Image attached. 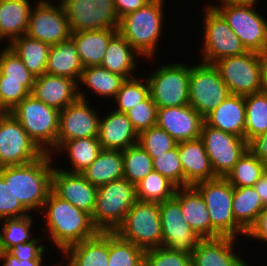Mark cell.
Here are the masks:
<instances>
[{
    "instance_id": "obj_27",
    "label": "cell",
    "mask_w": 267,
    "mask_h": 266,
    "mask_svg": "<svg viewBox=\"0 0 267 266\" xmlns=\"http://www.w3.org/2000/svg\"><path fill=\"white\" fill-rule=\"evenodd\" d=\"M61 253L65 259L68 258L66 266H108L109 232H99L90 239L67 247Z\"/></svg>"
},
{
    "instance_id": "obj_16",
    "label": "cell",
    "mask_w": 267,
    "mask_h": 266,
    "mask_svg": "<svg viewBox=\"0 0 267 266\" xmlns=\"http://www.w3.org/2000/svg\"><path fill=\"white\" fill-rule=\"evenodd\" d=\"M58 3L53 5L52 1L40 0L35 8L33 6L26 32L28 37L50 46L70 38L71 31L65 11L60 1Z\"/></svg>"
},
{
    "instance_id": "obj_23",
    "label": "cell",
    "mask_w": 267,
    "mask_h": 266,
    "mask_svg": "<svg viewBox=\"0 0 267 266\" xmlns=\"http://www.w3.org/2000/svg\"><path fill=\"white\" fill-rule=\"evenodd\" d=\"M100 117L98 139L104 150H126L138 143V133L126 113L116 110Z\"/></svg>"
},
{
    "instance_id": "obj_60",
    "label": "cell",
    "mask_w": 267,
    "mask_h": 266,
    "mask_svg": "<svg viewBox=\"0 0 267 266\" xmlns=\"http://www.w3.org/2000/svg\"><path fill=\"white\" fill-rule=\"evenodd\" d=\"M2 252H3V250L1 248V242H0V256L2 255Z\"/></svg>"
},
{
    "instance_id": "obj_45",
    "label": "cell",
    "mask_w": 267,
    "mask_h": 266,
    "mask_svg": "<svg viewBox=\"0 0 267 266\" xmlns=\"http://www.w3.org/2000/svg\"><path fill=\"white\" fill-rule=\"evenodd\" d=\"M34 82L5 80V75L0 71V103L2 107L10 112L31 94Z\"/></svg>"
},
{
    "instance_id": "obj_28",
    "label": "cell",
    "mask_w": 267,
    "mask_h": 266,
    "mask_svg": "<svg viewBox=\"0 0 267 266\" xmlns=\"http://www.w3.org/2000/svg\"><path fill=\"white\" fill-rule=\"evenodd\" d=\"M118 28L71 32L83 67L100 66L110 39Z\"/></svg>"
},
{
    "instance_id": "obj_12",
    "label": "cell",
    "mask_w": 267,
    "mask_h": 266,
    "mask_svg": "<svg viewBox=\"0 0 267 266\" xmlns=\"http://www.w3.org/2000/svg\"><path fill=\"white\" fill-rule=\"evenodd\" d=\"M204 10V57L200 62L214 64L224 57L238 56L248 51L217 10L208 7Z\"/></svg>"
},
{
    "instance_id": "obj_10",
    "label": "cell",
    "mask_w": 267,
    "mask_h": 266,
    "mask_svg": "<svg viewBox=\"0 0 267 266\" xmlns=\"http://www.w3.org/2000/svg\"><path fill=\"white\" fill-rule=\"evenodd\" d=\"M230 94L214 64L202 62L191 66L189 104L203 118L216 109Z\"/></svg>"
},
{
    "instance_id": "obj_26",
    "label": "cell",
    "mask_w": 267,
    "mask_h": 266,
    "mask_svg": "<svg viewBox=\"0 0 267 266\" xmlns=\"http://www.w3.org/2000/svg\"><path fill=\"white\" fill-rule=\"evenodd\" d=\"M175 196L189 226L199 236L212 238V225L207 206L199 191L193 186L178 187Z\"/></svg>"
},
{
    "instance_id": "obj_42",
    "label": "cell",
    "mask_w": 267,
    "mask_h": 266,
    "mask_svg": "<svg viewBox=\"0 0 267 266\" xmlns=\"http://www.w3.org/2000/svg\"><path fill=\"white\" fill-rule=\"evenodd\" d=\"M32 216L27 215L16 218L2 219V230H0V242L3 251H9L13 246L33 241L30 235L32 227ZM4 220V221H3Z\"/></svg>"
},
{
    "instance_id": "obj_44",
    "label": "cell",
    "mask_w": 267,
    "mask_h": 266,
    "mask_svg": "<svg viewBox=\"0 0 267 266\" xmlns=\"http://www.w3.org/2000/svg\"><path fill=\"white\" fill-rule=\"evenodd\" d=\"M138 144L154 159L156 155H162L175 148L178 142L156 125L139 133Z\"/></svg>"
},
{
    "instance_id": "obj_33",
    "label": "cell",
    "mask_w": 267,
    "mask_h": 266,
    "mask_svg": "<svg viewBox=\"0 0 267 266\" xmlns=\"http://www.w3.org/2000/svg\"><path fill=\"white\" fill-rule=\"evenodd\" d=\"M9 47L36 78L46 73L49 44L23 35L14 39Z\"/></svg>"
},
{
    "instance_id": "obj_35",
    "label": "cell",
    "mask_w": 267,
    "mask_h": 266,
    "mask_svg": "<svg viewBox=\"0 0 267 266\" xmlns=\"http://www.w3.org/2000/svg\"><path fill=\"white\" fill-rule=\"evenodd\" d=\"M102 150L98 137L79 138L65 141L56 152H67L72 169L64 171L81 173L88 168ZM74 168V169H73Z\"/></svg>"
},
{
    "instance_id": "obj_30",
    "label": "cell",
    "mask_w": 267,
    "mask_h": 266,
    "mask_svg": "<svg viewBox=\"0 0 267 266\" xmlns=\"http://www.w3.org/2000/svg\"><path fill=\"white\" fill-rule=\"evenodd\" d=\"M83 68L76 45L71 38L50 46L47 74L68 77L78 82Z\"/></svg>"
},
{
    "instance_id": "obj_55",
    "label": "cell",
    "mask_w": 267,
    "mask_h": 266,
    "mask_svg": "<svg viewBox=\"0 0 267 266\" xmlns=\"http://www.w3.org/2000/svg\"><path fill=\"white\" fill-rule=\"evenodd\" d=\"M4 261L2 266H41L43 260H18L16 257L11 255L8 251H3L0 256V262Z\"/></svg>"
},
{
    "instance_id": "obj_5",
    "label": "cell",
    "mask_w": 267,
    "mask_h": 266,
    "mask_svg": "<svg viewBox=\"0 0 267 266\" xmlns=\"http://www.w3.org/2000/svg\"><path fill=\"white\" fill-rule=\"evenodd\" d=\"M10 113L44 153L53 155L59 129V110L29 94Z\"/></svg>"
},
{
    "instance_id": "obj_22",
    "label": "cell",
    "mask_w": 267,
    "mask_h": 266,
    "mask_svg": "<svg viewBox=\"0 0 267 266\" xmlns=\"http://www.w3.org/2000/svg\"><path fill=\"white\" fill-rule=\"evenodd\" d=\"M236 238H204L191 253L192 266H248L243 257L235 254ZM234 248V249H233Z\"/></svg>"
},
{
    "instance_id": "obj_32",
    "label": "cell",
    "mask_w": 267,
    "mask_h": 266,
    "mask_svg": "<svg viewBox=\"0 0 267 266\" xmlns=\"http://www.w3.org/2000/svg\"><path fill=\"white\" fill-rule=\"evenodd\" d=\"M92 185L103 184L123 178V154L121 150L102 149L91 165L81 172Z\"/></svg>"
},
{
    "instance_id": "obj_6",
    "label": "cell",
    "mask_w": 267,
    "mask_h": 266,
    "mask_svg": "<svg viewBox=\"0 0 267 266\" xmlns=\"http://www.w3.org/2000/svg\"><path fill=\"white\" fill-rule=\"evenodd\" d=\"M136 201L135 185L125 178L98 186L94 225L100 232H115Z\"/></svg>"
},
{
    "instance_id": "obj_24",
    "label": "cell",
    "mask_w": 267,
    "mask_h": 266,
    "mask_svg": "<svg viewBox=\"0 0 267 266\" xmlns=\"http://www.w3.org/2000/svg\"><path fill=\"white\" fill-rule=\"evenodd\" d=\"M178 153L184 170V187L217 177L200 138L179 142Z\"/></svg>"
},
{
    "instance_id": "obj_3",
    "label": "cell",
    "mask_w": 267,
    "mask_h": 266,
    "mask_svg": "<svg viewBox=\"0 0 267 266\" xmlns=\"http://www.w3.org/2000/svg\"><path fill=\"white\" fill-rule=\"evenodd\" d=\"M164 0H151L120 19L118 32L142 58L155 55L162 32ZM157 45V46H156Z\"/></svg>"
},
{
    "instance_id": "obj_7",
    "label": "cell",
    "mask_w": 267,
    "mask_h": 266,
    "mask_svg": "<svg viewBox=\"0 0 267 266\" xmlns=\"http://www.w3.org/2000/svg\"><path fill=\"white\" fill-rule=\"evenodd\" d=\"M115 233L144 251L162 246L160 203L137 200Z\"/></svg>"
},
{
    "instance_id": "obj_48",
    "label": "cell",
    "mask_w": 267,
    "mask_h": 266,
    "mask_svg": "<svg viewBox=\"0 0 267 266\" xmlns=\"http://www.w3.org/2000/svg\"><path fill=\"white\" fill-rule=\"evenodd\" d=\"M0 71L5 75V80L35 81L36 79L8 44L0 51Z\"/></svg>"
},
{
    "instance_id": "obj_1",
    "label": "cell",
    "mask_w": 267,
    "mask_h": 266,
    "mask_svg": "<svg viewBox=\"0 0 267 266\" xmlns=\"http://www.w3.org/2000/svg\"><path fill=\"white\" fill-rule=\"evenodd\" d=\"M46 211V212H45ZM47 225L42 231L47 234L60 251L67 247L90 239L100 231L92 221V216L61 199L52 190L49 192L41 213H44Z\"/></svg>"
},
{
    "instance_id": "obj_29",
    "label": "cell",
    "mask_w": 267,
    "mask_h": 266,
    "mask_svg": "<svg viewBox=\"0 0 267 266\" xmlns=\"http://www.w3.org/2000/svg\"><path fill=\"white\" fill-rule=\"evenodd\" d=\"M30 0H0V40L9 44L26 35L32 10Z\"/></svg>"
},
{
    "instance_id": "obj_56",
    "label": "cell",
    "mask_w": 267,
    "mask_h": 266,
    "mask_svg": "<svg viewBox=\"0 0 267 266\" xmlns=\"http://www.w3.org/2000/svg\"><path fill=\"white\" fill-rule=\"evenodd\" d=\"M255 191L260 197L263 206H267V170L253 185Z\"/></svg>"
},
{
    "instance_id": "obj_11",
    "label": "cell",
    "mask_w": 267,
    "mask_h": 266,
    "mask_svg": "<svg viewBox=\"0 0 267 266\" xmlns=\"http://www.w3.org/2000/svg\"><path fill=\"white\" fill-rule=\"evenodd\" d=\"M214 65L231 94L247 96L261 92L259 53L247 51L238 56L224 57Z\"/></svg>"
},
{
    "instance_id": "obj_17",
    "label": "cell",
    "mask_w": 267,
    "mask_h": 266,
    "mask_svg": "<svg viewBox=\"0 0 267 266\" xmlns=\"http://www.w3.org/2000/svg\"><path fill=\"white\" fill-rule=\"evenodd\" d=\"M79 99L69 104L59 113V129L56 138V150L65 142L72 139L98 137L99 120L91 106L88 105L85 93L79 89Z\"/></svg>"
},
{
    "instance_id": "obj_19",
    "label": "cell",
    "mask_w": 267,
    "mask_h": 266,
    "mask_svg": "<svg viewBox=\"0 0 267 266\" xmlns=\"http://www.w3.org/2000/svg\"><path fill=\"white\" fill-rule=\"evenodd\" d=\"M97 186L88 182L81 173H71L56 166L52 172L51 190L61 199L90 214L96 207Z\"/></svg>"
},
{
    "instance_id": "obj_14",
    "label": "cell",
    "mask_w": 267,
    "mask_h": 266,
    "mask_svg": "<svg viewBox=\"0 0 267 266\" xmlns=\"http://www.w3.org/2000/svg\"><path fill=\"white\" fill-rule=\"evenodd\" d=\"M43 154L10 112L0 115V167L31 163Z\"/></svg>"
},
{
    "instance_id": "obj_47",
    "label": "cell",
    "mask_w": 267,
    "mask_h": 266,
    "mask_svg": "<svg viewBox=\"0 0 267 266\" xmlns=\"http://www.w3.org/2000/svg\"><path fill=\"white\" fill-rule=\"evenodd\" d=\"M153 170L168 178L177 187H184V170L179 160L178 144L172 150L152 159Z\"/></svg>"
},
{
    "instance_id": "obj_54",
    "label": "cell",
    "mask_w": 267,
    "mask_h": 266,
    "mask_svg": "<svg viewBox=\"0 0 267 266\" xmlns=\"http://www.w3.org/2000/svg\"><path fill=\"white\" fill-rule=\"evenodd\" d=\"M149 0H114V6L119 20L128 13L143 7Z\"/></svg>"
},
{
    "instance_id": "obj_9",
    "label": "cell",
    "mask_w": 267,
    "mask_h": 266,
    "mask_svg": "<svg viewBox=\"0 0 267 266\" xmlns=\"http://www.w3.org/2000/svg\"><path fill=\"white\" fill-rule=\"evenodd\" d=\"M250 5H207L217 10L248 51L262 52L267 48V20ZM255 9V10H254Z\"/></svg>"
},
{
    "instance_id": "obj_25",
    "label": "cell",
    "mask_w": 267,
    "mask_h": 266,
    "mask_svg": "<svg viewBox=\"0 0 267 266\" xmlns=\"http://www.w3.org/2000/svg\"><path fill=\"white\" fill-rule=\"evenodd\" d=\"M204 122L221 131L245 138V96L230 94L204 118Z\"/></svg>"
},
{
    "instance_id": "obj_50",
    "label": "cell",
    "mask_w": 267,
    "mask_h": 266,
    "mask_svg": "<svg viewBox=\"0 0 267 266\" xmlns=\"http://www.w3.org/2000/svg\"><path fill=\"white\" fill-rule=\"evenodd\" d=\"M29 215L9 184L0 176V222L5 218H16Z\"/></svg>"
},
{
    "instance_id": "obj_37",
    "label": "cell",
    "mask_w": 267,
    "mask_h": 266,
    "mask_svg": "<svg viewBox=\"0 0 267 266\" xmlns=\"http://www.w3.org/2000/svg\"><path fill=\"white\" fill-rule=\"evenodd\" d=\"M177 188L168 178L152 170L135 185L136 198L139 201L161 203L174 197Z\"/></svg>"
},
{
    "instance_id": "obj_57",
    "label": "cell",
    "mask_w": 267,
    "mask_h": 266,
    "mask_svg": "<svg viewBox=\"0 0 267 266\" xmlns=\"http://www.w3.org/2000/svg\"><path fill=\"white\" fill-rule=\"evenodd\" d=\"M261 65V92L267 94V48L259 52Z\"/></svg>"
},
{
    "instance_id": "obj_4",
    "label": "cell",
    "mask_w": 267,
    "mask_h": 266,
    "mask_svg": "<svg viewBox=\"0 0 267 266\" xmlns=\"http://www.w3.org/2000/svg\"><path fill=\"white\" fill-rule=\"evenodd\" d=\"M207 206L212 225V238H236L247 232L236 222L232 211L233 186L225 177L200 181L193 185Z\"/></svg>"
},
{
    "instance_id": "obj_53",
    "label": "cell",
    "mask_w": 267,
    "mask_h": 266,
    "mask_svg": "<svg viewBox=\"0 0 267 266\" xmlns=\"http://www.w3.org/2000/svg\"><path fill=\"white\" fill-rule=\"evenodd\" d=\"M248 149L267 167V132L252 139L248 143Z\"/></svg>"
},
{
    "instance_id": "obj_43",
    "label": "cell",
    "mask_w": 267,
    "mask_h": 266,
    "mask_svg": "<svg viewBox=\"0 0 267 266\" xmlns=\"http://www.w3.org/2000/svg\"><path fill=\"white\" fill-rule=\"evenodd\" d=\"M143 80H146V78L133 77L125 80L113 100L117 103V107L114 110L126 113L131 107L144 101L150 95L148 80L146 82Z\"/></svg>"
},
{
    "instance_id": "obj_40",
    "label": "cell",
    "mask_w": 267,
    "mask_h": 266,
    "mask_svg": "<svg viewBox=\"0 0 267 266\" xmlns=\"http://www.w3.org/2000/svg\"><path fill=\"white\" fill-rule=\"evenodd\" d=\"M123 154V178L131 184H138L152 170V158L138 143L122 151Z\"/></svg>"
},
{
    "instance_id": "obj_41",
    "label": "cell",
    "mask_w": 267,
    "mask_h": 266,
    "mask_svg": "<svg viewBox=\"0 0 267 266\" xmlns=\"http://www.w3.org/2000/svg\"><path fill=\"white\" fill-rule=\"evenodd\" d=\"M108 266H144V250L109 232Z\"/></svg>"
},
{
    "instance_id": "obj_49",
    "label": "cell",
    "mask_w": 267,
    "mask_h": 266,
    "mask_svg": "<svg viewBox=\"0 0 267 266\" xmlns=\"http://www.w3.org/2000/svg\"><path fill=\"white\" fill-rule=\"evenodd\" d=\"M133 128L139 134L141 131L156 126L157 106L149 95L144 101L137 103L126 112Z\"/></svg>"
},
{
    "instance_id": "obj_58",
    "label": "cell",
    "mask_w": 267,
    "mask_h": 266,
    "mask_svg": "<svg viewBox=\"0 0 267 266\" xmlns=\"http://www.w3.org/2000/svg\"><path fill=\"white\" fill-rule=\"evenodd\" d=\"M258 0H220L221 5H250V4H257Z\"/></svg>"
},
{
    "instance_id": "obj_18",
    "label": "cell",
    "mask_w": 267,
    "mask_h": 266,
    "mask_svg": "<svg viewBox=\"0 0 267 266\" xmlns=\"http://www.w3.org/2000/svg\"><path fill=\"white\" fill-rule=\"evenodd\" d=\"M160 216L162 247L192 253L203 238L184 219L176 196L160 203Z\"/></svg>"
},
{
    "instance_id": "obj_34",
    "label": "cell",
    "mask_w": 267,
    "mask_h": 266,
    "mask_svg": "<svg viewBox=\"0 0 267 266\" xmlns=\"http://www.w3.org/2000/svg\"><path fill=\"white\" fill-rule=\"evenodd\" d=\"M263 208V203L253 186L233 187V215L246 232L255 224Z\"/></svg>"
},
{
    "instance_id": "obj_39",
    "label": "cell",
    "mask_w": 267,
    "mask_h": 266,
    "mask_svg": "<svg viewBox=\"0 0 267 266\" xmlns=\"http://www.w3.org/2000/svg\"><path fill=\"white\" fill-rule=\"evenodd\" d=\"M266 170L264 163L247 149L225 178L233 187L253 186Z\"/></svg>"
},
{
    "instance_id": "obj_13",
    "label": "cell",
    "mask_w": 267,
    "mask_h": 266,
    "mask_svg": "<svg viewBox=\"0 0 267 266\" xmlns=\"http://www.w3.org/2000/svg\"><path fill=\"white\" fill-rule=\"evenodd\" d=\"M71 32L119 28L114 0H60Z\"/></svg>"
},
{
    "instance_id": "obj_52",
    "label": "cell",
    "mask_w": 267,
    "mask_h": 266,
    "mask_svg": "<svg viewBox=\"0 0 267 266\" xmlns=\"http://www.w3.org/2000/svg\"><path fill=\"white\" fill-rule=\"evenodd\" d=\"M246 237L267 242V206H264L261 210L255 224L249 229Z\"/></svg>"
},
{
    "instance_id": "obj_21",
    "label": "cell",
    "mask_w": 267,
    "mask_h": 266,
    "mask_svg": "<svg viewBox=\"0 0 267 266\" xmlns=\"http://www.w3.org/2000/svg\"><path fill=\"white\" fill-rule=\"evenodd\" d=\"M79 85L74 79L47 73L35 79L31 94L48 106L61 111L79 99Z\"/></svg>"
},
{
    "instance_id": "obj_31",
    "label": "cell",
    "mask_w": 267,
    "mask_h": 266,
    "mask_svg": "<svg viewBox=\"0 0 267 266\" xmlns=\"http://www.w3.org/2000/svg\"><path fill=\"white\" fill-rule=\"evenodd\" d=\"M136 56L138 57L140 55L133 49L132 45L117 32L110 39L100 66L112 73L130 79L135 77L132 74H134L133 71L137 70Z\"/></svg>"
},
{
    "instance_id": "obj_59",
    "label": "cell",
    "mask_w": 267,
    "mask_h": 266,
    "mask_svg": "<svg viewBox=\"0 0 267 266\" xmlns=\"http://www.w3.org/2000/svg\"><path fill=\"white\" fill-rule=\"evenodd\" d=\"M6 113H8V112L2 107V105L0 103V115H4Z\"/></svg>"
},
{
    "instance_id": "obj_46",
    "label": "cell",
    "mask_w": 267,
    "mask_h": 266,
    "mask_svg": "<svg viewBox=\"0 0 267 266\" xmlns=\"http://www.w3.org/2000/svg\"><path fill=\"white\" fill-rule=\"evenodd\" d=\"M144 266H192L191 253L157 247L144 251Z\"/></svg>"
},
{
    "instance_id": "obj_20",
    "label": "cell",
    "mask_w": 267,
    "mask_h": 266,
    "mask_svg": "<svg viewBox=\"0 0 267 266\" xmlns=\"http://www.w3.org/2000/svg\"><path fill=\"white\" fill-rule=\"evenodd\" d=\"M204 118L190 105L157 108L156 125L179 142L200 138Z\"/></svg>"
},
{
    "instance_id": "obj_38",
    "label": "cell",
    "mask_w": 267,
    "mask_h": 266,
    "mask_svg": "<svg viewBox=\"0 0 267 266\" xmlns=\"http://www.w3.org/2000/svg\"><path fill=\"white\" fill-rule=\"evenodd\" d=\"M245 140L267 132V94L263 92L245 96Z\"/></svg>"
},
{
    "instance_id": "obj_2",
    "label": "cell",
    "mask_w": 267,
    "mask_h": 266,
    "mask_svg": "<svg viewBox=\"0 0 267 266\" xmlns=\"http://www.w3.org/2000/svg\"><path fill=\"white\" fill-rule=\"evenodd\" d=\"M51 156L44 153L31 163L0 168V176L10 185L14 196L29 213L41 211L51 191L54 169V157Z\"/></svg>"
},
{
    "instance_id": "obj_51",
    "label": "cell",
    "mask_w": 267,
    "mask_h": 266,
    "mask_svg": "<svg viewBox=\"0 0 267 266\" xmlns=\"http://www.w3.org/2000/svg\"><path fill=\"white\" fill-rule=\"evenodd\" d=\"M46 240L45 237L42 239L35 238L33 241L17 244L13 246L8 252L20 260H42L43 254L45 253V247L40 242ZM39 243V244H38Z\"/></svg>"
},
{
    "instance_id": "obj_36",
    "label": "cell",
    "mask_w": 267,
    "mask_h": 266,
    "mask_svg": "<svg viewBox=\"0 0 267 266\" xmlns=\"http://www.w3.org/2000/svg\"><path fill=\"white\" fill-rule=\"evenodd\" d=\"M126 78L101 66L84 67L78 85L84 84L101 97L115 98Z\"/></svg>"
},
{
    "instance_id": "obj_8",
    "label": "cell",
    "mask_w": 267,
    "mask_h": 266,
    "mask_svg": "<svg viewBox=\"0 0 267 266\" xmlns=\"http://www.w3.org/2000/svg\"><path fill=\"white\" fill-rule=\"evenodd\" d=\"M191 65L168 63L146 76L150 95L157 108L180 107L189 104Z\"/></svg>"
},
{
    "instance_id": "obj_15",
    "label": "cell",
    "mask_w": 267,
    "mask_h": 266,
    "mask_svg": "<svg viewBox=\"0 0 267 266\" xmlns=\"http://www.w3.org/2000/svg\"><path fill=\"white\" fill-rule=\"evenodd\" d=\"M200 139L217 177H226L248 149V142L245 138L221 131L205 122L201 128Z\"/></svg>"
}]
</instances>
